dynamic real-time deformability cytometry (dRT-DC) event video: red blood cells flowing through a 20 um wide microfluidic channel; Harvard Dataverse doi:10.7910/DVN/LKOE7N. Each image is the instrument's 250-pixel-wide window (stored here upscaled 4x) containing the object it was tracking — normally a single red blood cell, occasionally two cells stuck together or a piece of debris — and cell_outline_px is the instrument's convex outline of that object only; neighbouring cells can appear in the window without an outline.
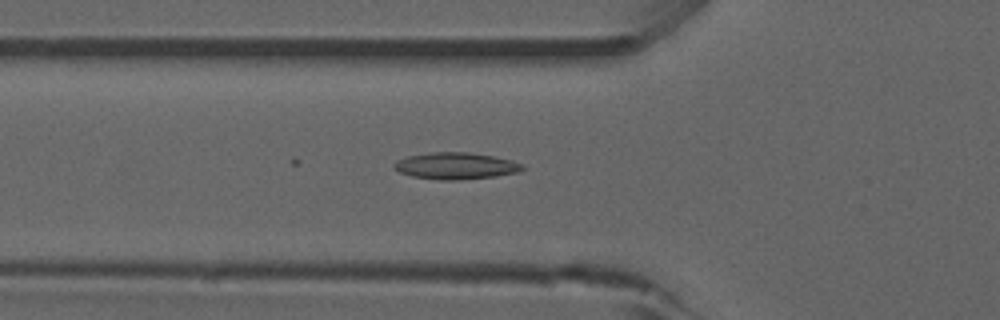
{"species": "common noctule bat (a hibernating species)", "species_latin": "Nyctalus noctula", "temperature_condition": "room temperature", "stored_images_in_passage": 17, "camera_frame_rate_fps": 3000, "um_per_image_px": 0.085, "animal": {"sex": "male", "forearm_length_mm": 52.5}, "frame": {"image": 1, "passage_image": 17, "time_ms": 5.333, "image_size_px": [1000, 320], "cell_outline_px": [[524, 168], [516, 172], [496, 176], [460, 180], [440, 180], [412, 176], [400, 172], [392, 168], [392, 164], [396, 160], [408, 156], [432, 152], [468, 152], [492, 156], [512, 160], [524, 164]], "centroid_in_image_um": [38.71, 14.1], "position_along_channel_um": 87.1, "area_um2": 20.0}}